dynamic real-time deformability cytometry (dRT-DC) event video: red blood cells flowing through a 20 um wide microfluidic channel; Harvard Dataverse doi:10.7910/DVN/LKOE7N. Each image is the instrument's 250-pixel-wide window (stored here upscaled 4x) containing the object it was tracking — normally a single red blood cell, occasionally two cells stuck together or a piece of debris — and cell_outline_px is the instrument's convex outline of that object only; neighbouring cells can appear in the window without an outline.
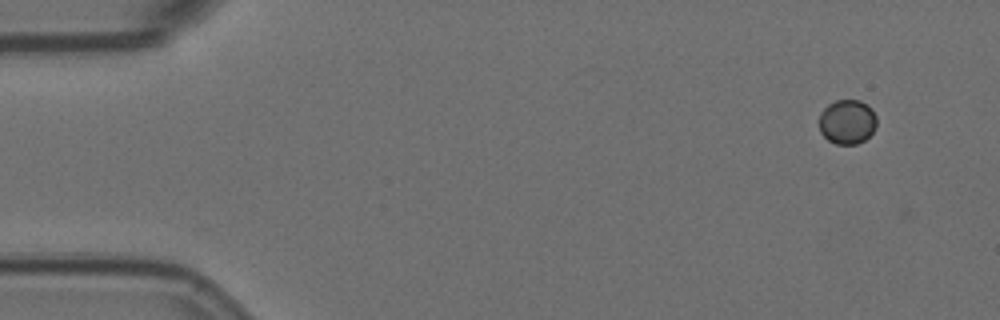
{"species": "Egyptian fruit bat (a non-hibernating species)", "species_latin": "Rousettus aegyptiacus", "temperature_condition": "room temperature", "stored_images_in_passage": 4, "camera_frame_rate_fps": 3000, "um_per_image_px": 0.085, "animal": {"sex": "female"}, "frame": {"image": 1, "passage_image": 1, "time_ms": 0.0, "image_size_px": [1000, 320], "cell_outline_px": [[876, 128], [864, 140], [856, 144], [836, 144], [828, 140], [820, 132], [820, 112], [828, 104], [836, 100], [860, 100], [868, 104], [872, 108], [876, 116]], "centroid_in_image_um": [72.02, 10.34], "position_along_channel_um": 13.0, "area_um2": 15.03}}